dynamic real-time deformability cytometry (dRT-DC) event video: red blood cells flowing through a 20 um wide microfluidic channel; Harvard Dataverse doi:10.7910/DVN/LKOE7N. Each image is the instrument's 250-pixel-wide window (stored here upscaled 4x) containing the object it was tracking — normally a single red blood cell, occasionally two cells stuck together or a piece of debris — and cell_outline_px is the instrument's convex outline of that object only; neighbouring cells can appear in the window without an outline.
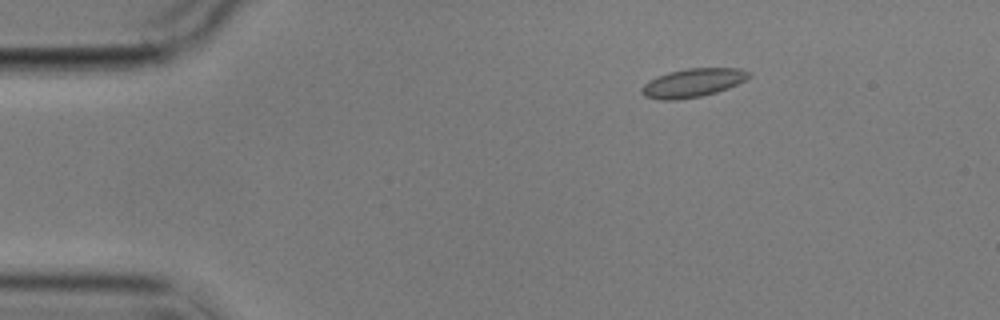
{"species": "common noctule bat (a hibernating species)", "species_latin": "Nyctalus noctula", "temperature_condition": "cold", "stored_images_in_passage": 4, "segment_of_instrument_passage": [1, 2], "camera_frame_rate_fps": 3000, "um_per_image_px": 0.085, "animal": {"sex": "male", "body_mass_g": 17.9}, "frame": {"image": 1, "passage_image": 1, "time_ms": 0.0, "image_size_px": [1000, 320], "cell_outline_px": [[752, 76], [728, 88], [716, 92], [700, 96], [676, 100], [660, 100], [644, 96], [640, 92], [640, 88], [648, 80], [656, 76], [668, 72], [688, 68], [740, 68], [748, 72]], "centroid_in_image_um": [58.83, 7.04], "position_along_channel_um": 26.2, "area_um2": 17.86}}